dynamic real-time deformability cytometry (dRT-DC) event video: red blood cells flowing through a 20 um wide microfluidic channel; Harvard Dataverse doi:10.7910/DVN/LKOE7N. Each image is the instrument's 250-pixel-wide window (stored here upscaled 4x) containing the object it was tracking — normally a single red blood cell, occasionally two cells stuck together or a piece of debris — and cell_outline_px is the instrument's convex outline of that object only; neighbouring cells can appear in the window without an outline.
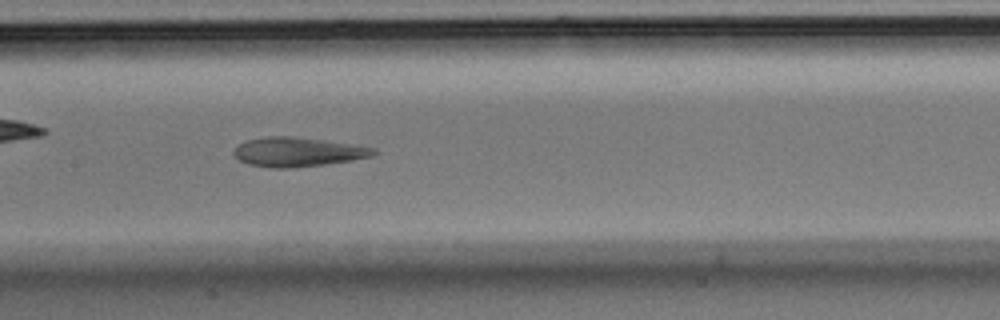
{"species": "Egyptian fruit bat (a non-hibernating species)", "species_latin": "Rousettus aegyptiacus", "temperature_condition": "room temperature", "stored_images_in_passage": 55, "camera_frame_rate_fps": 3000, "um_per_image_px": 0.085, "animal": {"sex": "male"}, "frame": {"image": 1, "passage_image": 26, "time_ms": 8.333, "image_size_px": [1000, 320], "cell_outline_px": [[376, 152], [372, 156], [352, 160], [324, 164], [284, 168], [272, 168], [248, 164], [240, 160], [232, 152], [240, 144], [248, 140], [268, 136], [292, 136], [324, 140], [352, 144], [376, 148]], "centroid_in_image_um": [25.32, 12.91], "position_along_channel_um": 182.1, "area_um2": 23.52}}
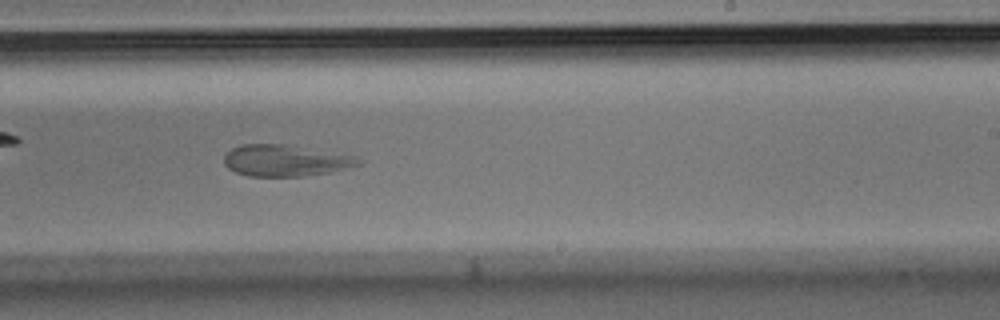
{"frame": {"image": 2, "passage_image": 33, "time_ms": 10.667, "image_size_px": [1000, 320], "cell_outline_px": [[364, 164], [328, 172], [304, 176], [248, 176], [236, 172], [228, 168], [224, 164], [224, 156], [232, 148], [240, 144], [284, 144], [356, 156], [364, 160]], "centroid_in_image_um": [24.27, 13.64], "position_along_channel_um": 264.7, "area_um2": 24.62}}
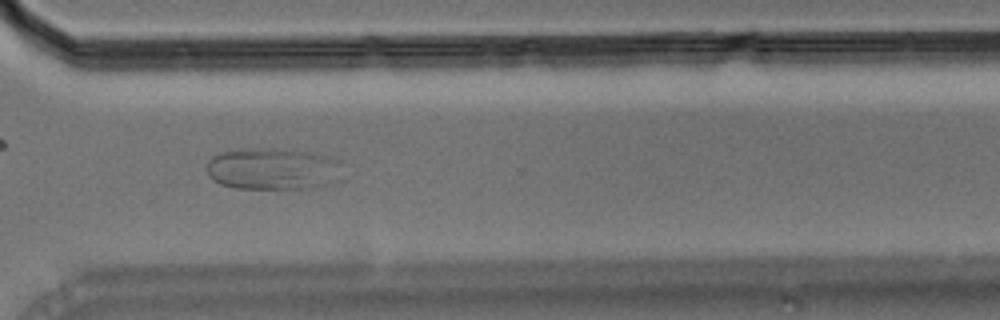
{"frame": {"image": 3, "passage_image": 40, "time_ms": 13.0, "image_size_px": [1000, 320], "cell_outline_px": [[348, 176], [344, 180], [332, 184], [312, 188], [236, 188], [220, 184], [212, 180], [208, 176], [208, 160], [212, 156], [220, 152], [244, 148], [272, 148], [312, 152], [332, 156], [340, 160]], "centroid_in_image_um": [23.35, 14.35], "position_along_channel_um": 347.3, "area_um2": 34.33}}